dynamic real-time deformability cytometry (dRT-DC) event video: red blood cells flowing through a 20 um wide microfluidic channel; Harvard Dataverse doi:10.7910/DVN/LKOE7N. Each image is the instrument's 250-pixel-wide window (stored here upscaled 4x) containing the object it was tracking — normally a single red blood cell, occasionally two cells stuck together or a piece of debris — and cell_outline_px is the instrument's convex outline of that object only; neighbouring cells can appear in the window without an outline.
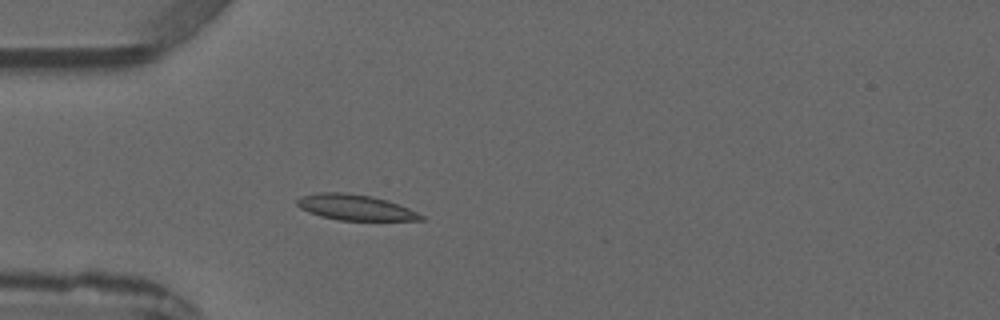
{"species": "common noctule bat (a hibernating species)", "species_latin": "Nyctalus noctula", "temperature_condition": "warm", "stored_images_in_passage": 2, "camera_frame_rate_fps": 3000, "um_per_image_px": 0.085, "animal": {"sex": "male", "forearm_length_mm": 52.5}, "frame": {"image": 1, "passage_image": 2, "time_ms": 1.333, "image_size_px": [1000, 320], "cell_outline_px": [[424, 220], [340, 220], [320, 216], [308, 212], [300, 208], [296, 204], [296, 200], [300, 196], [320, 192], [344, 192], [372, 196], [388, 200], [408, 208], [424, 216]], "centroid_in_image_um": [30.16, 17.62], "position_along_channel_um": 54.8, "area_um2": 18.5}}